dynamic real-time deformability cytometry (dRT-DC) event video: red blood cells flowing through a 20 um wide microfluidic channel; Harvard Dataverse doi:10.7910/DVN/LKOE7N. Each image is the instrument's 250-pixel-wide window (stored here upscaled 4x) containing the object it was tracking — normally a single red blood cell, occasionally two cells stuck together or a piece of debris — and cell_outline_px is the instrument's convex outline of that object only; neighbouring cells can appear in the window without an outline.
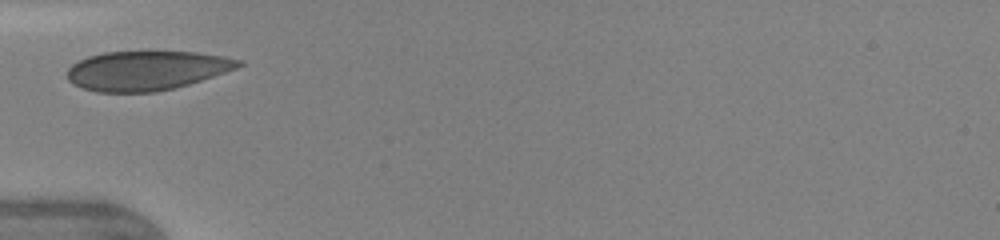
{"species": "human", "species_latin": "Homo sapiens", "temperature_condition": "warm", "stored_images_in_passage": 13, "camera_frame_rate_fps": 3000, "um_per_image_px": 0.085, "donor": {"sex": "female"}, "frame": {"image": 1, "passage_image": 1, "time_ms": 0.0, "image_size_px": [1000, 240], "cell_outline_px": [[244, 64], [236, 68], [188, 84], [156, 92], [96, 92], [72, 84], [68, 80], [68, 68], [72, 64], [88, 56], [104, 52], [196, 52], [224, 56], [244, 60]], "centroid_in_image_um": [12.45, 5.99], "position_along_channel_um": 72.6, "area_um2": 39.07}}